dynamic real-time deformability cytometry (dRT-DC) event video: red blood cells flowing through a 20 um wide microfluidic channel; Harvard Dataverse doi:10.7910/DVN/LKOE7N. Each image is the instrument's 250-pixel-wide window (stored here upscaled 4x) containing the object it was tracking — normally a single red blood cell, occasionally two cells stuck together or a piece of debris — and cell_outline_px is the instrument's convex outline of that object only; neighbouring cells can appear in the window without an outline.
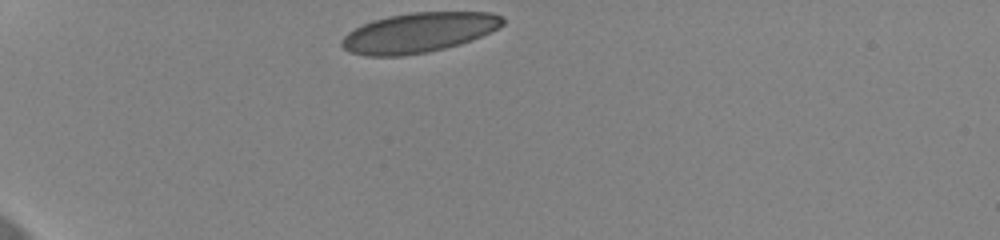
{"species": "human", "species_latin": "Homo sapiens", "temperature_condition": "cold", "stored_images_in_passage": 34, "camera_frame_rate_fps": 3000, "um_per_image_px": 0.085, "donor": {"sex": "female"}, "frame": {"image": 1, "passage_image": 1, "time_ms": 0.0, "image_size_px": [1000, 240], "cell_outline_px": [[504, 24], [472, 40], [460, 44], [428, 52], [404, 56], [364, 56], [348, 52], [340, 44], [340, 40], [348, 32], [372, 20], [388, 16], [412, 12], [492, 12], [504, 16]], "centroid_in_image_um": [35.57, 2.77], "position_along_channel_um": 49.4, "area_um2": 37.45}}
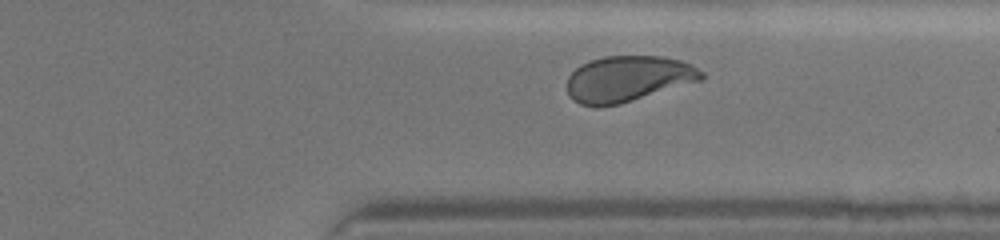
{"frame": {"image": 2, "passage_image": 30, "time_ms": 9.667, "image_size_px": [1000, 240], "cell_outline_px": [[704, 80], [620, 104], [596, 108], [580, 104], [572, 100], [568, 96], [568, 76], [580, 64], [604, 56], [664, 56], [680, 60], [692, 64], [704, 72]], "centroid_in_image_um": [53.4, 6.71], "position_along_channel_um": 358.0, "area_um2": 36.47}}
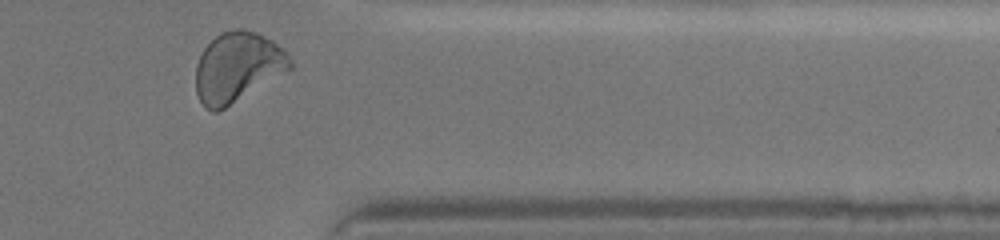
{"frame": {"image": 3, "passage_image": 33, "time_ms": 10.667, "image_size_px": [1000, 240], "cell_outline_px": [[292, 68], [224, 108], [216, 112], [212, 112], [200, 100], [196, 92], [196, 64], [204, 48], [220, 32], [236, 28], [244, 28], [256, 32], [272, 40], [288, 52], [292, 64]], "centroid_in_image_um": [20.19, 5.67], "position_along_channel_um": 391.2, "area_um2": 38.09}, "authors_computed_cell_mechanics": {"area_um2": 37.0498, "velocity_mm_per_s": 3.6217, "shape_relaxation_time_tau1_ms": 5.8727, "shape_relaxation_time_tau2_ms": null, "deformation_change_tau1": 0.1394, "deformation_change_tau2": null}}